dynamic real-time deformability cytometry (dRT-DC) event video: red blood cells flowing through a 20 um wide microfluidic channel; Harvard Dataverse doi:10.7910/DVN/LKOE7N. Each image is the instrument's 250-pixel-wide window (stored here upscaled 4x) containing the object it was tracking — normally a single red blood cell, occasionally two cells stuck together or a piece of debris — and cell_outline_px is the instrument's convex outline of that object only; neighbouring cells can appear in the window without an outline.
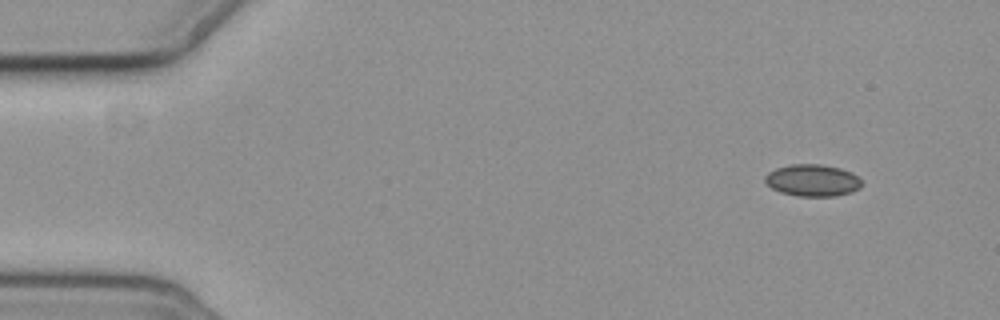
{"species": "common noctule bat (a hibernating species)", "species_latin": "Nyctalus noctula", "temperature_condition": "cold", "stored_images_in_passage": 5, "camera_frame_rate_fps": 3000, "um_per_image_px": 0.085, "animal": {"sex": "female", "body_mass_g": 19.3, "forearm_length_mm": 54.1}, "frame": {"image": 1, "passage_image": 1, "time_ms": 0.0, "image_size_px": [1000, 320], "cell_outline_px": [[860, 188], [852, 192], [836, 196], [800, 196], [780, 192], [772, 188], [764, 180], [764, 176], [768, 172], [776, 168], [788, 164], [820, 164], [840, 168], [852, 172], [860, 180]], "centroid_in_image_um": [69.04, 15.32], "position_along_channel_um": 16.0, "area_um2": 17.98}}
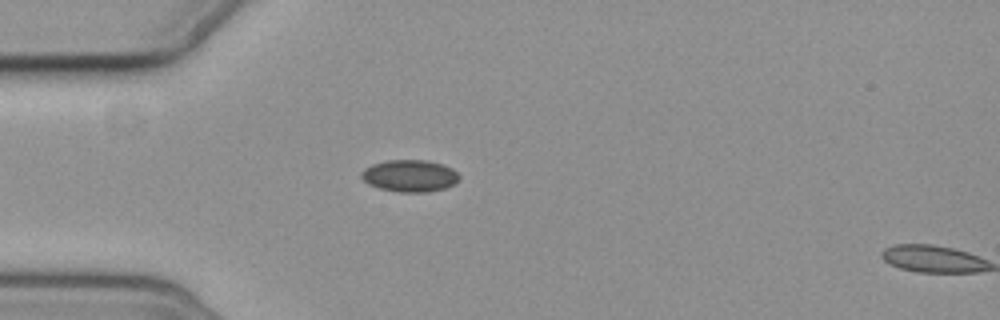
{"frame": {"image": 2, "passage_image": 4, "time_ms": 3.667, "image_size_px": [1000, 320], "cell_outline_px": [[460, 180], [444, 188], [428, 192], [400, 192], [380, 188], [368, 184], [360, 176], [360, 172], [364, 168], [372, 164], [388, 160], [428, 160], [444, 164], [452, 168], [460, 176]], "centroid_in_image_um": [34.83, 14.93], "position_along_channel_um": 50.2, "area_um2": 18.32}}